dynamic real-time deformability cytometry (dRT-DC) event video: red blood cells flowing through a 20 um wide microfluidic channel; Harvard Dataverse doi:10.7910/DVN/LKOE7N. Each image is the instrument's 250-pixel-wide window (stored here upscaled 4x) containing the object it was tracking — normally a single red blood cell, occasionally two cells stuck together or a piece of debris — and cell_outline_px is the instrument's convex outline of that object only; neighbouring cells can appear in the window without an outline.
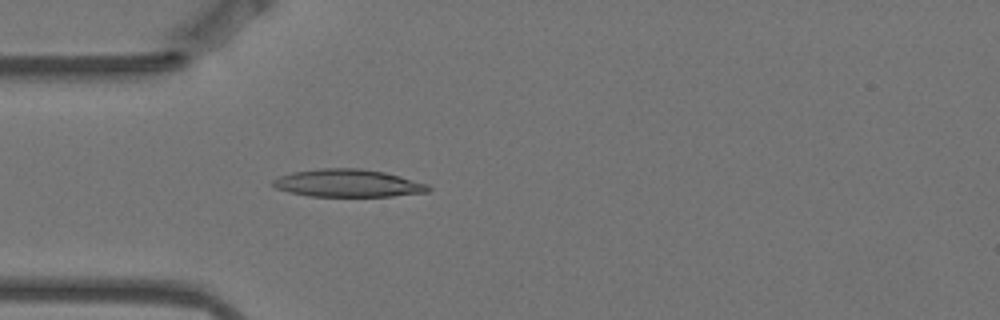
{"species": "Egyptian fruit bat (a non-hibernating species)", "species_latin": "Rousettus aegyptiacus", "temperature_condition": "warm", "stored_images_in_passage": 1, "camera_frame_rate_fps": 3000, "um_per_image_px": 0.085, "animal": {"sex": "female"}, "frame": {"image": 1, "passage_image": 1, "time_ms": 0.0, "image_size_px": [1000, 320], "cell_outline_px": [[432, 188], [428, 192], [392, 196], [308, 196], [288, 192], [276, 188], [272, 184], [272, 180], [280, 176], [292, 172], [320, 168], [360, 168], [384, 172], [400, 176], [428, 184]], "centroid_in_image_um": [29.57, 15.57], "position_along_channel_um": 55.4, "area_um2": 25.09}}